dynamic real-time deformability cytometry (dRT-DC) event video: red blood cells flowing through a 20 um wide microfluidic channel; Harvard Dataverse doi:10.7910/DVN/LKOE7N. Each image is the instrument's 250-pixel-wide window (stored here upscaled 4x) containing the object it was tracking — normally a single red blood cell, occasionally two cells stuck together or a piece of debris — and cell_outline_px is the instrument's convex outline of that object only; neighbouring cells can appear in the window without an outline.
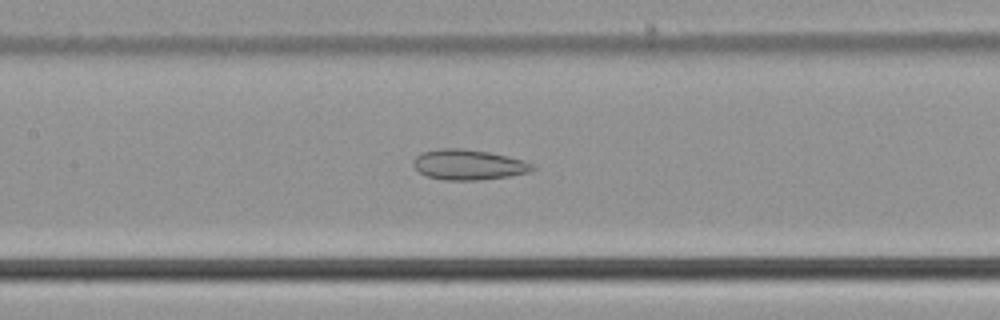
{"species": "common noctule bat (a hibernating species)", "species_latin": "Nyctalus noctula", "temperature_condition": "cold", "stored_images_in_passage": 54, "camera_frame_rate_fps": 3000, "um_per_image_px": 0.085, "animal": {"sex": "male", "body_mass_g": 21.5, "forearm_length_mm": 52.0}, "frame": {"image": 1, "passage_image": 25, "time_ms": 8.0, "image_size_px": [1000, 320], "cell_outline_px": [[536, 168], [528, 172], [508, 176], [476, 180], [444, 180], [428, 176], [420, 172], [412, 164], [412, 160], [420, 152], [440, 148], [460, 148], [488, 152], [508, 156], [524, 160], [532, 164]], "centroid_in_image_um": [39.79, 13.99], "position_along_channel_um": 167.6, "area_um2": 20.98}}
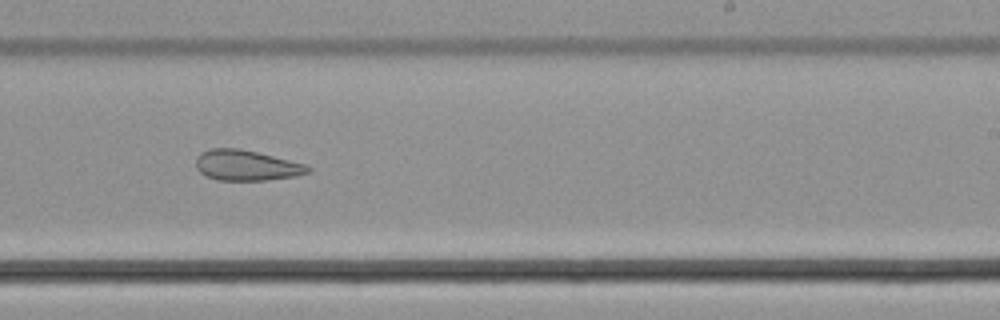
{"frame": {"image": 2, "passage_image": 33, "time_ms": 10.667, "image_size_px": [1000, 320], "cell_outline_px": [[312, 172], [296, 176], [264, 180], [220, 180], [208, 176], [200, 172], [196, 168], [196, 156], [200, 152], [208, 148], [240, 148], [304, 164], [312, 168]], "centroid_in_image_um": [20.92, 14.05], "position_along_channel_um": 268.1, "area_um2": 19.83}}
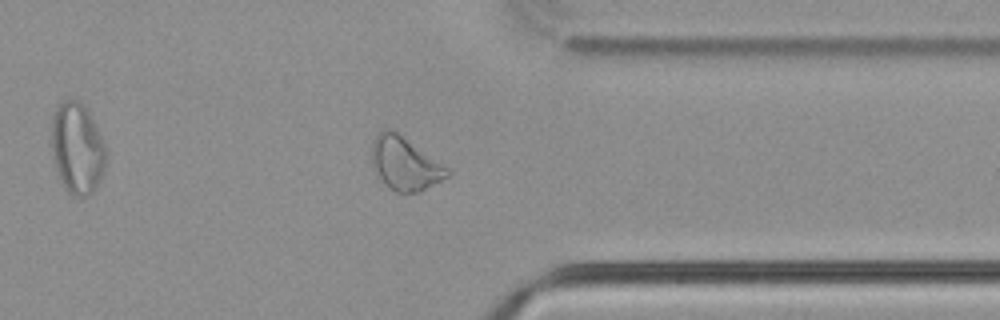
{"frame": {"image": 3, "passage_image": 42, "time_ms": 13.667, "image_size_px": [1000, 320], "cell_outline_px": [[452, 172], [448, 176], [420, 192], [396, 192], [388, 188], [384, 184], [372, 168], [372, 140], [384, 128], [392, 128], [448, 168]], "centroid_in_image_um": [34.38, 13.9], "position_along_channel_um": 377.0, "area_um2": 23.35}, "authors_computed_cell_mechanics": {"area_um2": 25.721, "velocity_mm_per_s": 3.7786, "shape_relaxation_time_tau1_ms": null, "shape_relaxation_time_tau2_ms": 3.3036, "deformation_change_tau1": null, "deformation_change_tau2": 0.1043}}